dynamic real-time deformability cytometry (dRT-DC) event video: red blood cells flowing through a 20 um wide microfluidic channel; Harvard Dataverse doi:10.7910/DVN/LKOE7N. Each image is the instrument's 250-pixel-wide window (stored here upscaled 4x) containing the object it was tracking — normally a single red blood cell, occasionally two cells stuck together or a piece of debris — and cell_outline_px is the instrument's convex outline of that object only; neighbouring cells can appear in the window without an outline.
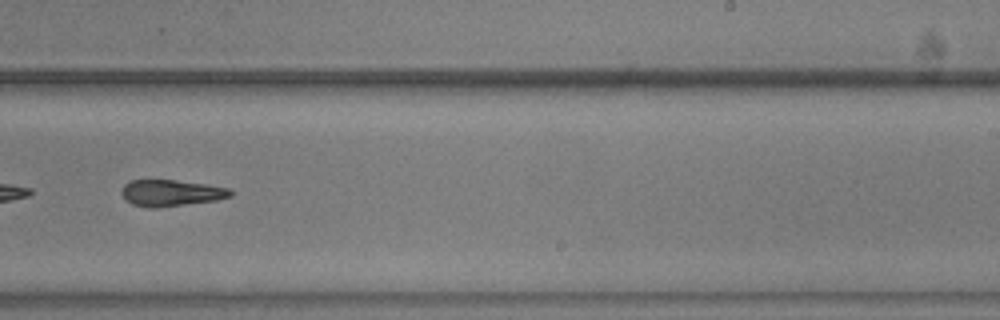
{"species": "common noctule bat (a hibernating species)", "species_latin": "Nyctalus noctula", "temperature_condition": "warm", "stored_images_in_passage": 37, "camera_frame_rate_fps": 3000, "um_per_image_px": 0.085, "animal": {"sex": "male", "body_mass_g": 20.5, "forearm_length_mm": 52.5}, "frame": {"image": 1, "passage_image": 22, "time_ms": 7.0, "image_size_px": [1000, 320], "cell_outline_px": [[232, 196], [216, 200], [156, 208], [148, 208], [132, 204], [124, 200], [120, 192], [124, 184], [132, 180], [176, 180], [204, 184], [228, 188], [232, 192]], "centroid_in_image_um": [14.48, 16.41], "position_along_channel_um": 274.5, "area_um2": 16.76}}